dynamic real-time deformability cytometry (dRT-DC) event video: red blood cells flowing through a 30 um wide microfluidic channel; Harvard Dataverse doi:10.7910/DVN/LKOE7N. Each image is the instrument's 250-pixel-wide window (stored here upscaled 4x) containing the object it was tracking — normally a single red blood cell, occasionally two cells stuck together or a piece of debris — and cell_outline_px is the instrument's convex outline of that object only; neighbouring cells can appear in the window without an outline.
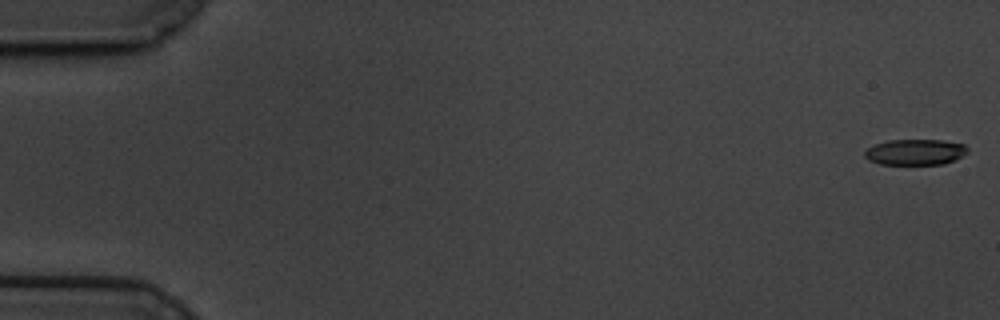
{"species": "common noctule bat (a hibernating species)", "species_latin": "Nyctalus noctula", "temperature_condition": "cold", "stored_images_in_passage": 9, "camera_frame_rate_fps": 3000, "um_per_image_px": 0.085, "animal": {"sex": "male", "body_mass_g": 19.5, "forearm_length_mm": 54.6}, "frame": {"image": 1, "passage_image": 1, "time_ms": 0.0, "image_size_px": [1000, 320], "cell_outline_px": [[968, 152], [956, 160], [944, 164], [880, 164], [868, 160], [864, 156], [864, 152], [868, 148], [876, 144], [888, 140], [944, 140], [964, 144], [968, 148]], "centroid_in_image_um": [77.82, 12.93], "position_along_channel_um": 7.2, "area_um2": 15.55}}